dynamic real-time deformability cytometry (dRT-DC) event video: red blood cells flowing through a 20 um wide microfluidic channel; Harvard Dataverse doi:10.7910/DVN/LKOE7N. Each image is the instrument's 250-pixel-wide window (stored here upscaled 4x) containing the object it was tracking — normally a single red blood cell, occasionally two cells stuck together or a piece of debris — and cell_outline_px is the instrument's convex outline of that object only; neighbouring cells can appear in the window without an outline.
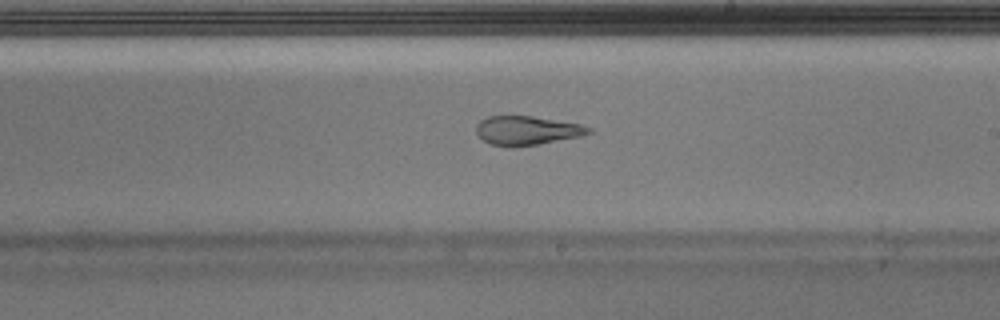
{"species": "Egyptian fruit bat (a non-hibernating species)", "species_latin": "Rousettus aegyptiacus", "temperature_condition": "warm", "stored_images_in_passage": 51, "camera_frame_rate_fps": 3000, "um_per_image_px": 0.085, "animal": {"sex": "male"}, "frame": {"image": 1, "passage_image": 30, "time_ms": 9.667, "image_size_px": [1000, 320], "cell_outline_px": [[592, 132], [580, 136], [540, 144], [512, 148], [492, 144], [484, 140], [476, 132], [476, 124], [480, 120], [488, 116], [532, 116], [580, 124], [592, 128]], "centroid_in_image_um": [44.78, 11.1], "position_along_channel_um": 244.2, "area_um2": 19.02}}
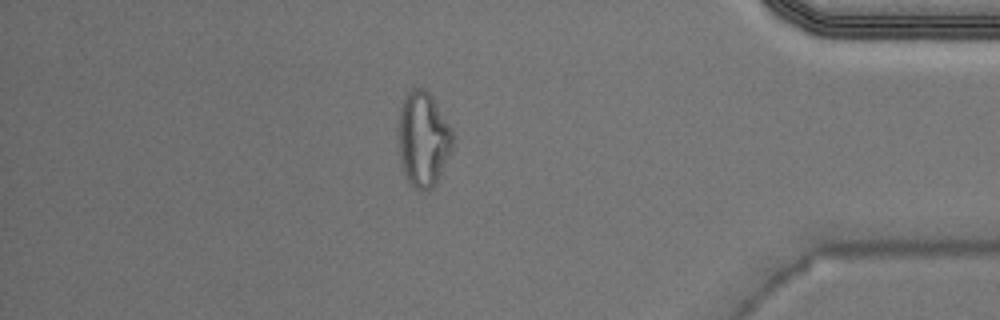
{"frame": {"image": 2, "passage_image": 44, "time_ms": 14.333, "image_size_px": [1000, 320], "cell_outline_px": [[452, 148], [436, 184], [432, 188], [424, 192], [416, 188], [408, 180], [404, 172], [400, 156], [396, 124], [400, 108], [408, 92], [412, 88], [424, 88], [432, 96], [452, 128]], "centroid_in_image_um": [35.95, 11.81], "position_along_channel_um": 399.2, "area_um2": 30.17}}
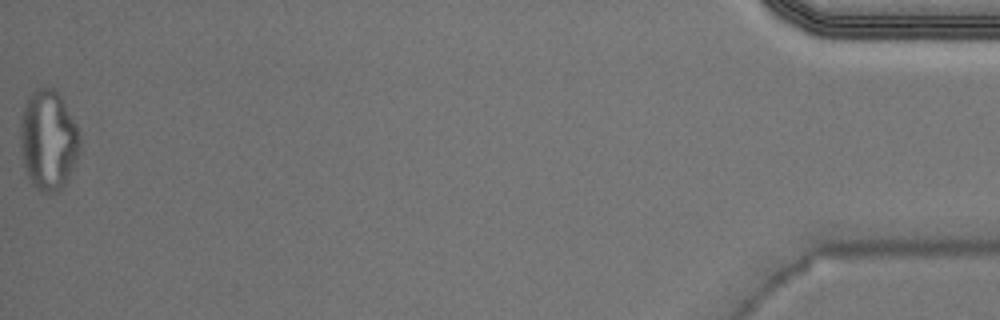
{"frame": {"image": 3, "passage_image": 51, "time_ms": 16.667, "image_size_px": [1000, 320], "cell_outline_px": [[80, 152], [64, 184], [56, 192], [40, 192], [32, 184], [28, 176], [24, 164], [20, 148], [20, 116], [24, 104], [28, 96], [36, 88], [52, 88], [60, 96], [76, 124], [80, 132]], "centroid_in_image_um": [4.09, 11.89], "position_along_channel_um": 431.1, "area_um2": 34.68}, "authors_computed_cell_mechanics": {"area_um2": 20.9814, "velocity_mm_per_s": 4.0081, "shape_relaxation_time_tau1_ms": null, "shape_relaxation_time_tau2_ms": 1.6738, "deformation_change_tau1": null, "deformation_change_tau2": 0.1}}